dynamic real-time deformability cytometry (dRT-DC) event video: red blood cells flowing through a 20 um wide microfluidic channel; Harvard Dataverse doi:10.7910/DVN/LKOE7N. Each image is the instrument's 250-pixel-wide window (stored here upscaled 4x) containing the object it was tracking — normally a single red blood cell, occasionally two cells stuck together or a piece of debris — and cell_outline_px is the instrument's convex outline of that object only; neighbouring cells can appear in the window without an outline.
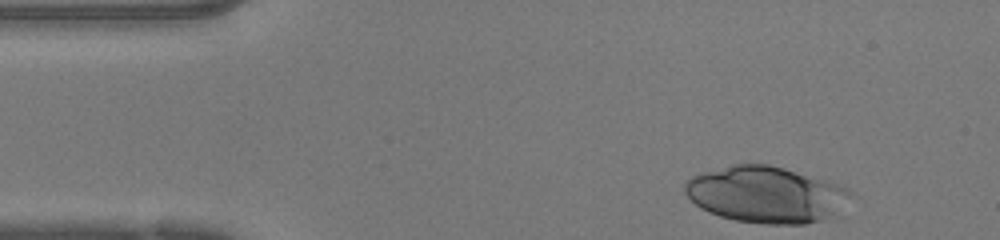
{"species": "human", "species_latin": "Homo sapiens", "temperature_condition": "warm", "stored_images_in_passage": 34, "camera_frame_rate_fps": 3000, "um_per_image_px": 0.085, "donor": {"sex": "female"}, "frame": {"image": 1, "passage_image": 1, "time_ms": 0.0, "image_size_px": [1000, 240], "cell_outline_px": [[848, 196], [836, 216], [804, 224], [764, 224], [736, 220], [720, 216], [708, 212], [700, 208], [684, 192], [684, 184], [692, 176], [704, 172], [732, 164], [768, 164], [784, 168], [824, 180], [848, 188]], "centroid_in_image_um": [65.06, 16.54], "position_along_channel_um": 19.9, "area_um2": 53.87}}
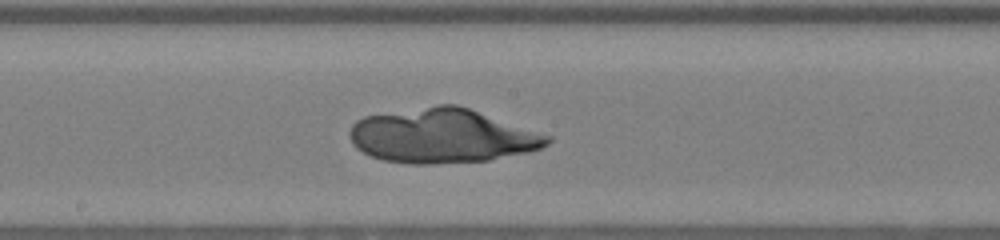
{"frame": {"image": 2, "passage_image": 20, "time_ms": 6.333, "image_size_px": [1000, 240], "cell_outline_px": [[552, 140], [548, 144], [540, 148], [528, 152], [488, 160], [432, 164], [412, 164], [384, 160], [372, 156], [356, 148], [352, 144], [348, 136], [348, 132], [352, 124], [356, 120], [364, 116], [436, 104], [456, 104], [552, 136]], "centroid_in_image_um": [37.56, 11.54], "position_along_channel_um": 210.6, "area_um2": 62.66}}
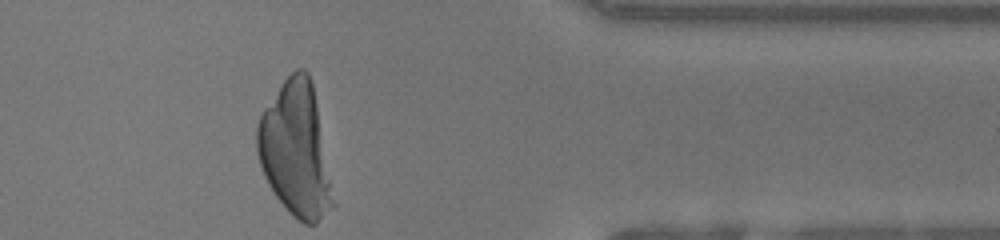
{"frame": {"image": 3, "passage_image": 34, "time_ms": 11.0, "image_size_px": [1000, 240], "cell_outline_px": [[336, 204], [316, 224], [304, 224], [296, 220], [288, 212], [276, 196], [268, 184], [264, 176], [256, 152], [256, 124], [264, 108], [284, 80], [296, 68], [304, 68], [308, 72], [312, 84]], "centroid_in_image_um": [25.12, 12.78], "position_along_channel_um": 386.3, "area_um2": 59.13}}